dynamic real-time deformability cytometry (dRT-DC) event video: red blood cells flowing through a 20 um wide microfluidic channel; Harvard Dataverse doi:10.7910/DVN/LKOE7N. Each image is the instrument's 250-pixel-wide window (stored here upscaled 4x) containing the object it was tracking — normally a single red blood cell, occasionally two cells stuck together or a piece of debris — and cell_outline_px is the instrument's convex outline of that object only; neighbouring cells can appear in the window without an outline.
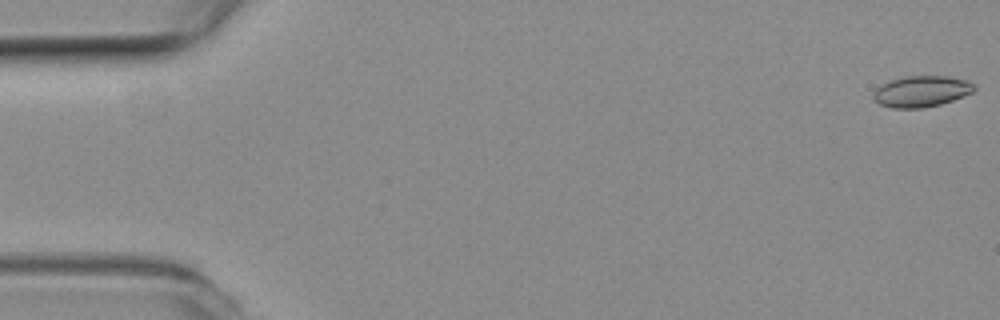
{"species": "common noctule bat (a hibernating species)", "species_latin": "Nyctalus noctula", "temperature_condition": "room temperature", "stored_images_in_passage": 56, "camera_frame_rate_fps": 3000, "um_per_image_px": 0.085, "animal": {"sex": "female", "body_mass_g": 19.3, "forearm_length_mm": 54.1}, "frame": {"image": 1, "passage_image": 1, "time_ms": 0.0, "image_size_px": [1000, 320], "cell_outline_px": [[976, 88], [972, 92], [964, 96], [940, 104], [924, 108], [892, 108], [880, 104], [872, 96], [872, 92], [876, 88], [892, 80], [904, 76], [948, 76], [968, 80], [976, 84]], "centroid_in_image_um": [78.35, 7.76], "position_along_channel_um": 6.6, "area_um2": 18.32}}
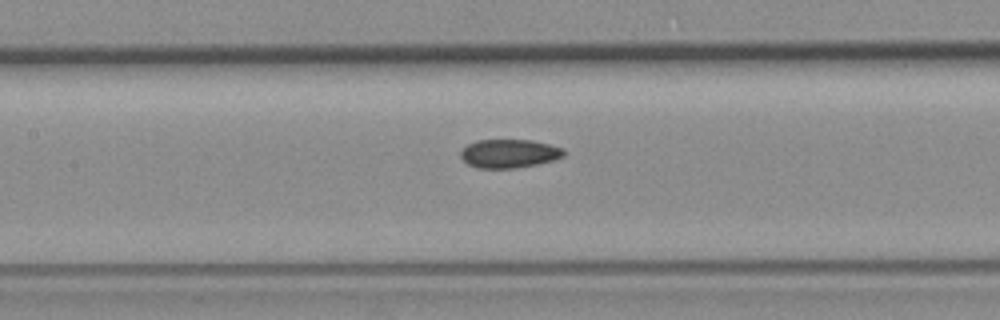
{"frame": {"image": 2, "passage_image": 26, "time_ms": 8.333, "image_size_px": [1000, 320], "cell_outline_px": [[564, 156], [556, 160], [516, 168], [476, 168], [468, 164], [460, 156], [460, 152], [468, 144], [476, 140], [532, 140], [564, 148]], "centroid_in_image_um": [43.29, 13.05], "position_along_channel_um": 164.1, "area_um2": 17.22}}
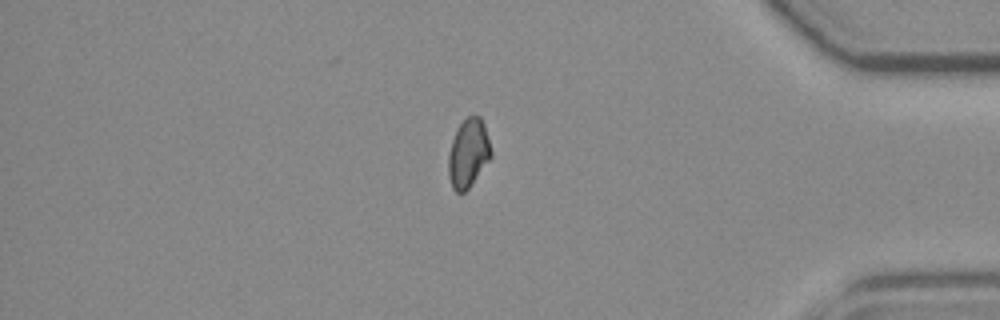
{"frame": {"image": 3, "passage_image": 48, "time_ms": 15.667, "image_size_px": [1000, 320], "cell_outline_px": [[492, 156], [468, 188], [464, 192], [456, 192], [452, 188], [448, 176], [448, 156], [452, 140], [456, 128], [468, 116], [480, 116], [484, 124], [492, 152]], "centroid_in_image_um": [39.79, 13.02], "position_along_channel_um": 395.4, "area_um2": 16.94}}